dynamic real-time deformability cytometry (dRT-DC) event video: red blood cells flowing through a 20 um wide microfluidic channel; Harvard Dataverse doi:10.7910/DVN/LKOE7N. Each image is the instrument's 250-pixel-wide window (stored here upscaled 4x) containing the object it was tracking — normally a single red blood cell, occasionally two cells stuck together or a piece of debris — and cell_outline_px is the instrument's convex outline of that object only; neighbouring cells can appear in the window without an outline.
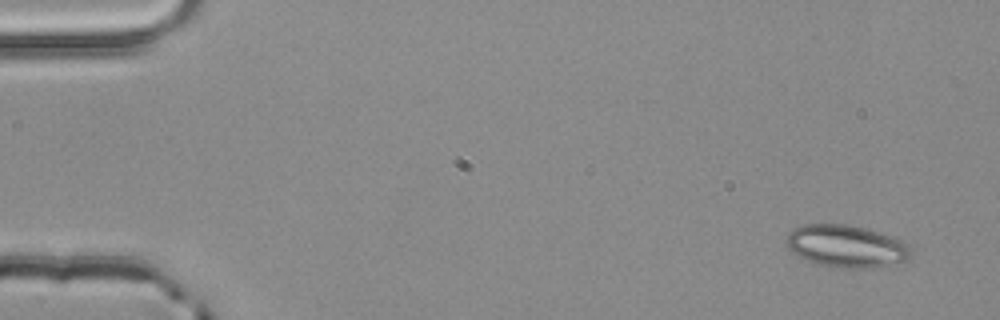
{"species": "common noctule bat (a hibernating species)", "species_latin": "Nyctalus noctula", "temperature_condition": "room temperature", "stored_images_in_passage": 4, "segment_of_instrument_passage": [2, 2], "camera_frame_rate_fps": 3000, "um_per_image_px": 0.085, "animal": {"sex": "male", "body_mass_g": 20.4}, "frame": {"image": 1, "passage_image": 4, "time_ms": 1.0, "image_size_px": [1000, 320], "cell_outline_px": [[912, 256], [908, 260], [872, 268], [840, 268], [816, 264], [792, 252], [784, 244], [788, 232], [792, 228], [804, 224], [848, 224], [864, 228], [900, 240], [908, 244], [912, 248]], "centroid_in_image_um": [71.91, 20.93], "position_along_channel_um": 13.1, "area_um2": 30.87}}